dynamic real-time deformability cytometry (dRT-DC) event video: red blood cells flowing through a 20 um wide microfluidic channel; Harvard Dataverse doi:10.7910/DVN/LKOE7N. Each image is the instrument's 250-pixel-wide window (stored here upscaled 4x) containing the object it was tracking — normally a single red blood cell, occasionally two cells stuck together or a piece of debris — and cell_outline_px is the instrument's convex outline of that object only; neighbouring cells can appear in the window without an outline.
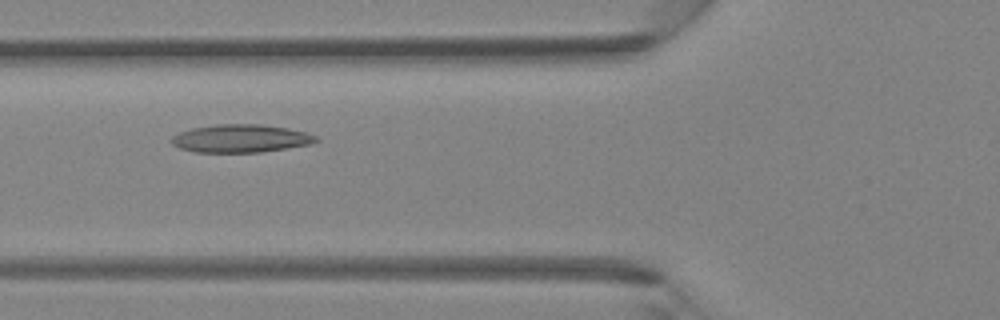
{"species": "Egyptian fruit bat (a non-hibernating species)", "species_latin": "Rousettus aegyptiacus", "temperature_condition": "room temperature", "stored_images_in_passage": 43, "camera_frame_rate_fps": 3000, "um_per_image_px": 0.085, "animal": {"sex": "female"}, "frame": {"image": 1, "passage_image": 16, "time_ms": 5.0, "image_size_px": [1000, 320], "cell_outline_px": [[320, 140], [312, 144], [260, 152], [196, 152], [180, 148], [172, 144], [172, 136], [180, 132], [192, 128], [216, 124], [260, 124], [288, 128], [308, 132], [316, 136]], "centroid_in_image_um": [20.5, 11.76], "position_along_channel_um": 105.3, "area_um2": 23.58}}
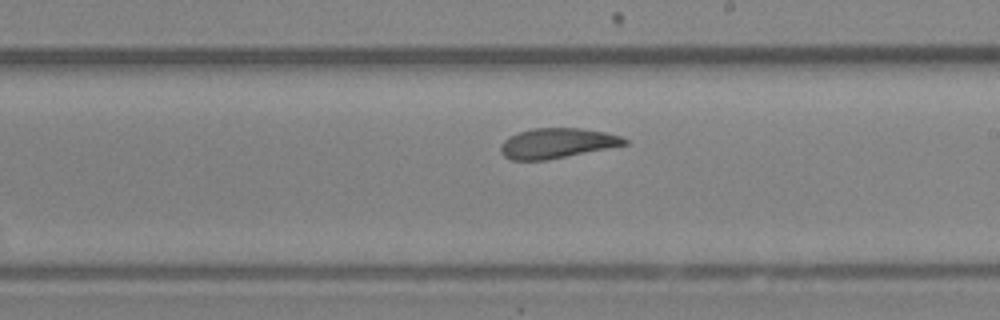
{"frame": {"image": 2, "passage_image": 25, "time_ms": 8.0, "image_size_px": [1000, 320], "cell_outline_px": [[628, 144], [548, 160], [512, 160], [504, 156], [500, 152], [500, 144], [508, 136], [532, 128], [580, 128], [604, 132], [620, 136], [628, 140]], "centroid_in_image_um": [47.31, 12.17], "position_along_channel_um": 241.7, "area_um2": 21.68}}
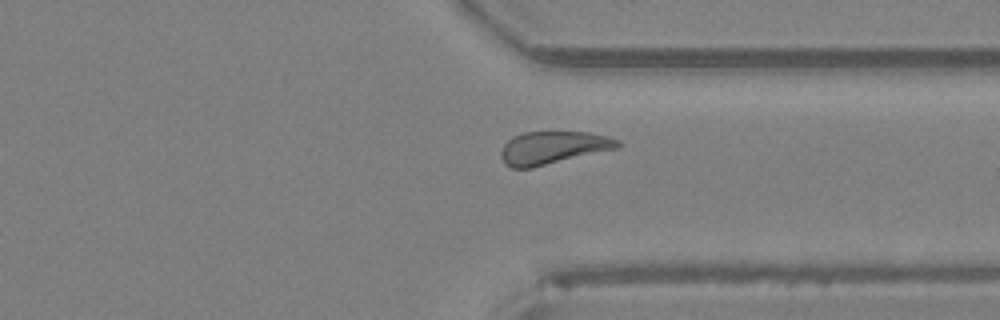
{"frame": {"image": 3, "passage_image": 33, "time_ms": 10.667, "image_size_px": [1000, 320], "cell_outline_px": [[620, 148], [532, 168], [512, 168], [504, 164], [500, 156], [500, 152], [504, 144], [512, 136], [524, 132], [588, 132], [608, 136], [620, 140]], "centroid_in_image_um": [47.01, 12.56], "position_along_channel_um": 364.4, "area_um2": 22.6}}